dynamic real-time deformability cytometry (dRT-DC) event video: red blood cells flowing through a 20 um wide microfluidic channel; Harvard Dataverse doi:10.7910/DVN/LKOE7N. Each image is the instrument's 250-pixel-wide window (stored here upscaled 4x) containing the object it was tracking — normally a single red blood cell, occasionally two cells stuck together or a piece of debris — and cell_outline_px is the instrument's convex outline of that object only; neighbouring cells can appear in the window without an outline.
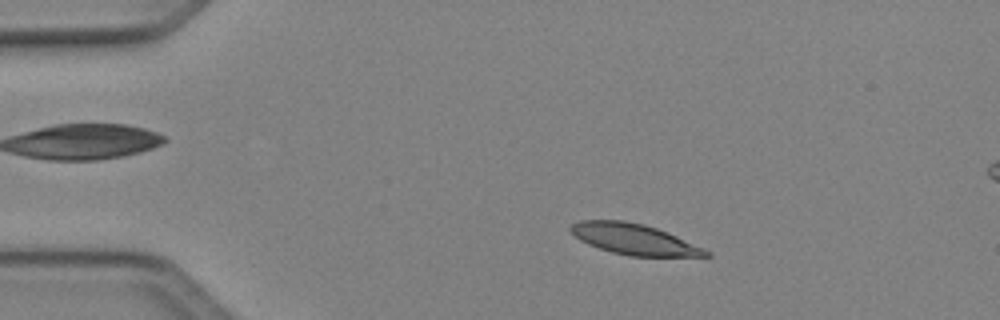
{"species": "Egyptian fruit bat (a non-hibernating species)", "species_latin": "Rousettus aegyptiacus", "temperature_condition": "cold", "stored_images_in_passage": 48, "camera_frame_rate_fps": 3000, "um_per_image_px": 0.085, "animal": {"sex": "female"}, "frame": {"image": 1, "passage_image": 8, "time_ms": 2.333, "image_size_px": [1000, 320], "cell_outline_px": [[712, 256], [628, 256], [612, 252], [588, 244], [580, 240], [568, 228], [572, 224], [580, 220], [624, 220], [644, 224], [668, 232], [704, 248], [712, 252]], "centroid_in_image_um": [53.91, 20.33], "position_along_channel_um": 31.1, "area_um2": 24.22}}
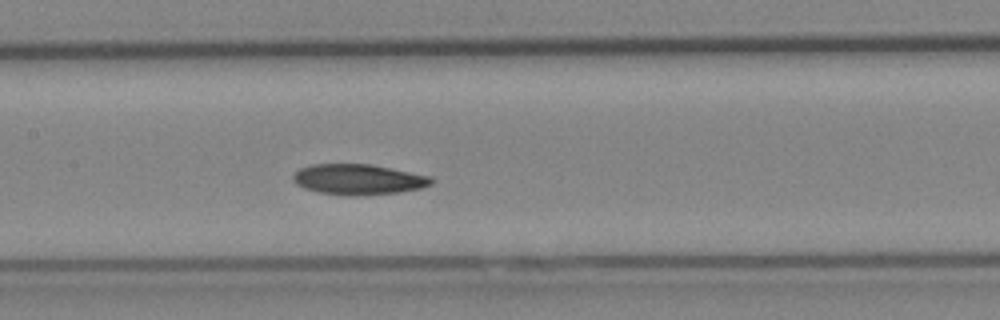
{"frame": {"image": 2, "passage_image": 23, "time_ms": 7.333, "image_size_px": [1000, 320], "cell_outline_px": [[436, 180], [432, 184], [420, 188], [396, 192], [364, 196], [348, 196], [316, 192], [304, 188], [296, 184], [292, 180], [292, 176], [300, 168], [312, 164], [372, 164], [432, 176]], "centroid_in_image_um": [30.46, 15.25], "position_along_channel_um": 176.9, "area_um2": 24.91}}
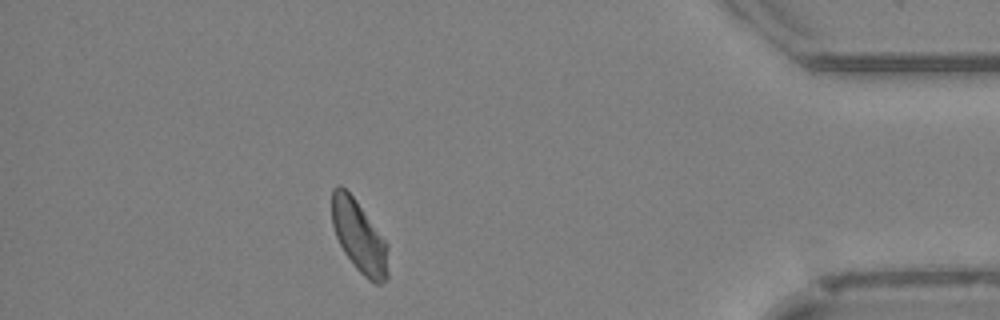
{"frame": {"image": 3, "passage_image": 43, "time_ms": 14.0, "image_size_px": [1000, 320], "cell_outline_px": [[388, 276], [380, 284], [376, 284], [368, 280], [356, 268], [344, 252], [336, 236], [332, 224], [332, 188], [340, 184], [356, 200], [388, 244]], "centroid_in_image_um": [30.53, 20.12], "position_along_channel_um": 404.7, "area_um2": 23.47}, "authors_computed_cell_mechanics": {"area_um2": 24.3049, "velocity_mm_per_s": 4.0629, "shape_relaxation_time_tau1_ms": 6.3129, "shape_relaxation_time_tau2_ms": null, "deformation_change_tau1": 0.1309, "deformation_change_tau2": null}}